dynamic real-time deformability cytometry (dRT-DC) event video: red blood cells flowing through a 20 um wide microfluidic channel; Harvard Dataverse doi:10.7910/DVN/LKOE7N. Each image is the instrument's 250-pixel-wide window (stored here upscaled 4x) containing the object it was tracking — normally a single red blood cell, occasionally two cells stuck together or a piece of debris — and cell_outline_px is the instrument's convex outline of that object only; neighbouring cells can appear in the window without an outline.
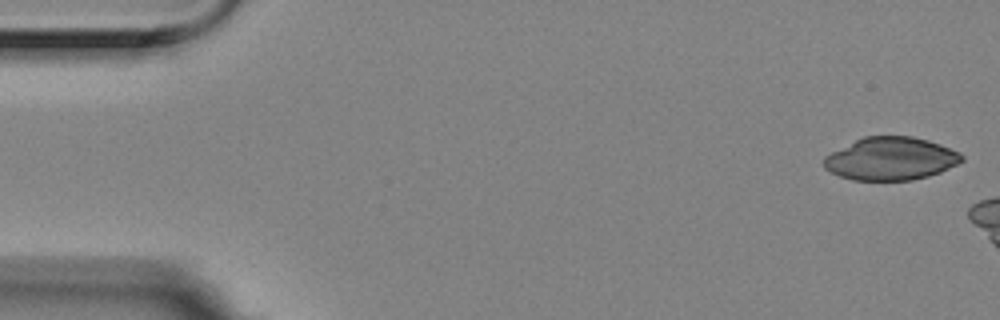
{"species": "Egyptian fruit bat (a non-hibernating species)", "species_latin": "Rousettus aegyptiacus", "temperature_condition": "room temperature", "stored_images_in_passage": 2, "camera_frame_rate_fps": 3000, "um_per_image_px": 0.085, "animal": {"sex": "female"}, "frame": {"image": 1, "passage_image": 1, "time_ms": 0.0, "image_size_px": [1000, 320], "cell_outline_px": [[964, 160], [940, 172], [928, 176], [912, 180], [852, 180], [840, 176], [824, 168], [824, 156], [864, 136], [912, 136], [928, 140], [940, 144], [960, 152], [964, 156]], "centroid_in_image_um": [75.73, 13.49], "position_along_channel_um": 9.3, "area_um2": 34.33}}